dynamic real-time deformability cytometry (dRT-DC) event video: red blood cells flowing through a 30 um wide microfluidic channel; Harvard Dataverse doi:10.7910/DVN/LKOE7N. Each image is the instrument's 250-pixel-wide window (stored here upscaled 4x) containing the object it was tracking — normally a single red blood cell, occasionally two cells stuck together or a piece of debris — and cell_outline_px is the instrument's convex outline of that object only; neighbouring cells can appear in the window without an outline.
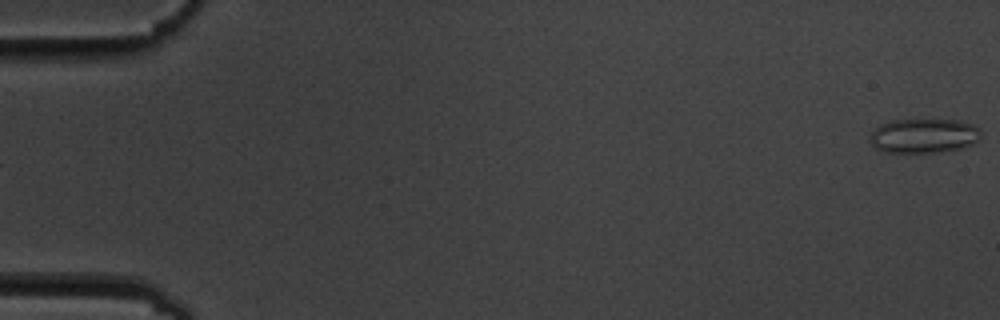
{"species": "common noctule bat (a hibernating species)", "species_latin": "Nyctalus noctula", "temperature_condition": "cold", "stored_images_in_passage": 6, "camera_frame_rate_fps": 3000, "um_per_image_px": 0.085, "animal": {"sex": "male", "body_mass_g": 19.5, "forearm_length_mm": 54.6}, "frame": {"image": 1, "passage_image": 6, "time_ms": 6.0, "image_size_px": [1000, 320], "cell_outline_px": [[980, 136], [972, 144], [964, 148], [932, 152], [884, 152], [876, 148], [868, 140], [868, 136], [880, 124], [892, 120], [960, 120], [976, 124], [980, 128]], "centroid_in_image_um": [78.52, 11.53], "position_along_channel_um": 6.5, "area_um2": 22.37}}